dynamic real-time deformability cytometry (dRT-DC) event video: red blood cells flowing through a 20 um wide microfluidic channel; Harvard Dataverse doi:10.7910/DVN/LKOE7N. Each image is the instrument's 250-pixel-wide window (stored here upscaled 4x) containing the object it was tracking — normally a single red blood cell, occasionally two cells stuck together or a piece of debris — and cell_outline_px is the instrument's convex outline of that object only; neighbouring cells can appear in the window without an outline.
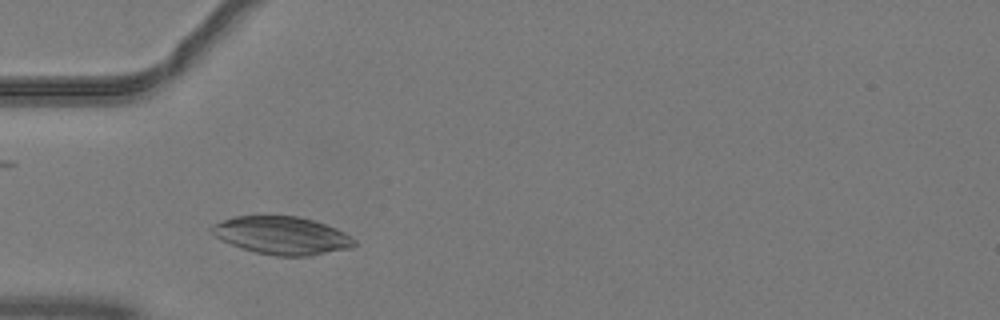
{"species": "common noctule bat (a hibernating species)", "species_latin": "Nyctalus noctula", "temperature_condition": "warm", "stored_images_in_passage": 14, "camera_frame_rate_fps": 3000, "um_per_image_px": 0.085, "animal": {"sex": "male", "body_mass_g": 19.2, "forearm_length_mm": 51.8}, "frame": {"image": 1, "passage_image": 5, "time_ms": 1.333, "image_size_px": [1000, 320], "cell_outline_px": [[356, 244], [352, 248], [308, 256], [276, 256], [256, 252], [240, 248], [216, 236], [208, 228], [224, 220], [236, 216], [296, 216], [312, 220], [336, 228], [352, 236], [356, 240]], "centroid_in_image_um": [24.01, 20.02], "position_along_channel_um": 61.0, "area_um2": 31.21}}
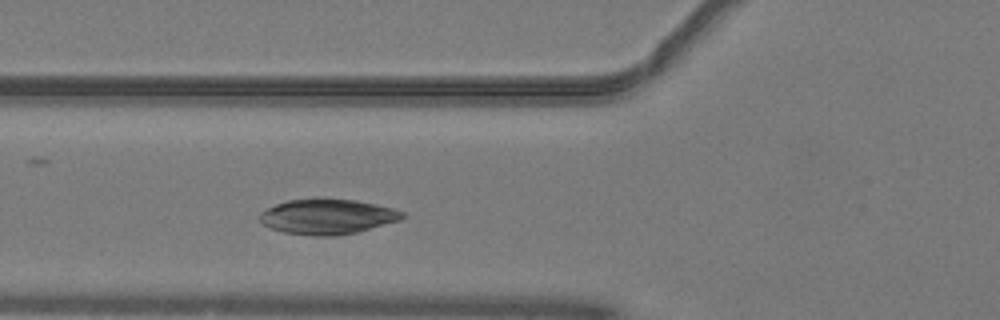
{"frame": {"image": 2, "passage_image": 8, "time_ms": 2.333, "image_size_px": [1000, 320], "cell_outline_px": [[404, 216], [400, 220], [356, 232], [336, 236], [312, 236], [284, 232], [272, 228], [264, 224], [260, 220], [260, 212], [276, 204], [288, 200], [316, 196], [324, 196], [356, 200], [376, 204], [392, 208], [404, 212]], "centroid_in_image_um": [27.82, 18.37], "position_along_channel_um": 98.0, "area_um2": 29.71}}
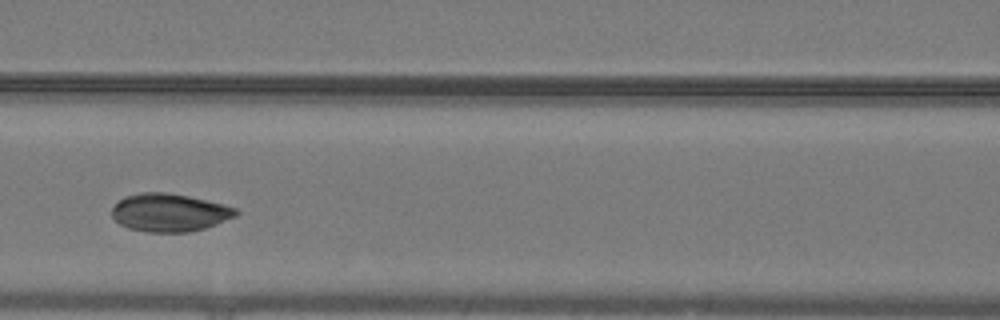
{"frame": {"image": 3, "passage_image": 12, "time_ms": 3.667, "image_size_px": [1000, 320], "cell_outline_px": [[240, 212], [236, 216], [216, 224], [204, 228], [188, 232], [148, 232], [128, 228], [120, 224], [112, 216], [112, 208], [124, 196], [140, 192], [168, 192], [188, 196], [224, 204], [236, 208]], "centroid_in_image_um": [14.41, 18.06], "position_along_channel_um": 152.2, "area_um2": 27.46}}